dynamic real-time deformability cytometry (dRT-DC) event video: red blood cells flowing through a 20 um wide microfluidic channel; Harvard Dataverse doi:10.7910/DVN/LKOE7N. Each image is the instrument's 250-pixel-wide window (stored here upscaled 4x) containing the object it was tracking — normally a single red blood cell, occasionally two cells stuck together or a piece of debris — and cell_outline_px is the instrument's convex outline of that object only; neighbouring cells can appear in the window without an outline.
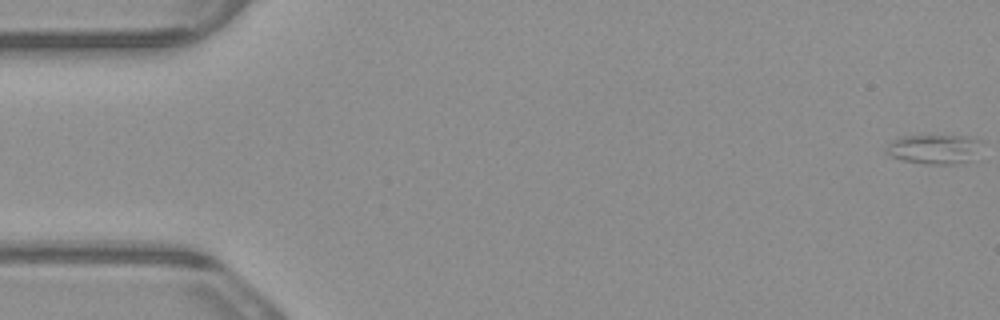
{"species": "common noctule bat (a hibernating species)", "species_latin": "Nyctalus noctula", "temperature_condition": "warm", "stored_images_in_passage": 4, "camera_frame_rate_fps": 3000, "um_per_image_px": 0.085, "animal": {"sex": "male", "body_mass_g": 23.1, "forearm_length_mm": 52.7}, "frame": {"image": 1, "passage_image": 1, "time_ms": 0.0, "image_size_px": [1000, 320], "cell_outline_px": [[980, 160], [960, 164], [928, 164], [904, 160], [892, 156], [884, 152], [884, 148], [892, 140], [900, 136], [968, 136], [980, 140]], "centroid_in_image_um": [79.5, 12.7], "position_along_channel_um": 5.5, "area_um2": 16.94}}
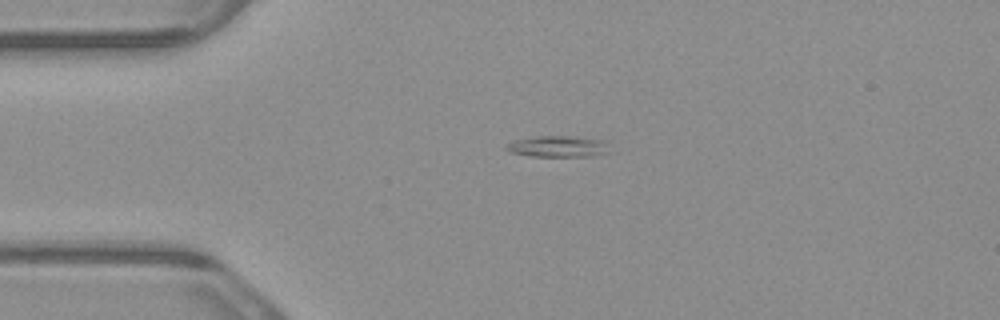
{"frame": {"image": 2, "passage_image": 3, "time_ms": 0.667, "image_size_px": [1000, 320], "cell_outline_px": [[616, 152], [592, 156], [528, 156], [512, 152], [504, 148], [508, 144], [516, 140], [536, 136], [572, 136], [604, 140]], "centroid_in_image_um": [47.57, 12.45], "position_along_channel_um": 37.4, "area_um2": 13.01}}